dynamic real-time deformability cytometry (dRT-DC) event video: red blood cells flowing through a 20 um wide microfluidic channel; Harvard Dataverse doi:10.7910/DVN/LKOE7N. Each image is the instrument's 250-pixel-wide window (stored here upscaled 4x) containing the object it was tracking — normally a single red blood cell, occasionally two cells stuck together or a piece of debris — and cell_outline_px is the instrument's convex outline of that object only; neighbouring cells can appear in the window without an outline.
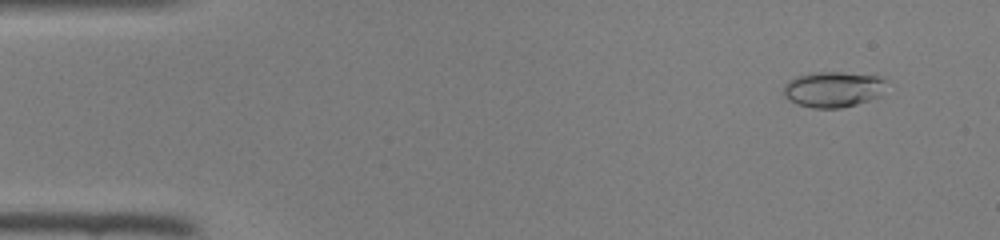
{"species": "common noctule bat (a hibernating species)", "species_latin": "Nyctalus noctula", "temperature_condition": "room temperature", "stored_images_in_passage": 10, "camera_frame_rate_fps": 3000, "um_per_image_px": 0.085, "animal": {"sex": "female", "body_mass_g": 22.0, "forearm_length_mm": 56.7}, "frame": {"image": 1, "passage_image": 4, "time_ms": 1.0, "image_size_px": [1000, 240], "cell_outline_px": [[884, 80], [880, 96], [856, 104], [840, 108], [816, 108], [800, 104], [784, 96], [784, 84], [788, 80], [796, 76], [812, 72], [840, 72], [876, 76]], "centroid_in_image_um": [70.77, 7.58], "position_along_channel_um": 14.2, "area_um2": 20.92}}